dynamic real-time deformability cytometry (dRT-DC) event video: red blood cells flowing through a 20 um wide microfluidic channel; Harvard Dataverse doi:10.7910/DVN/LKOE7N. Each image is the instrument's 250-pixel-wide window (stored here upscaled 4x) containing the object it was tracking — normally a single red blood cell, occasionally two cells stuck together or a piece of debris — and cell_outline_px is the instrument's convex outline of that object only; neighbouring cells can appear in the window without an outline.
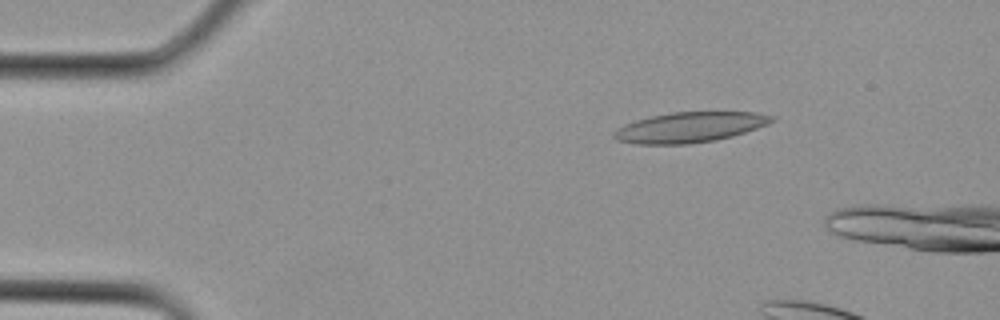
{"species": "Egyptian fruit bat (a non-hibernating species)", "species_latin": "Rousettus aegyptiacus", "temperature_condition": "cold", "stored_images_in_passage": 4, "camera_frame_rate_fps": 3000, "um_per_image_px": 0.085, "animal": {"sex": "female"}, "frame": {"image": 1, "passage_image": 1, "time_ms": 0.0, "image_size_px": [1000, 320], "cell_outline_px": [[776, 120], [768, 124], [732, 136], [716, 140], [688, 144], [636, 144], [616, 140], [612, 136], [612, 132], [616, 128], [624, 124], [636, 120], [652, 116], [672, 112], [756, 112], [776, 116]], "centroid_in_image_um": [58.62, 10.82], "position_along_channel_um": 26.4, "area_um2": 27.98}}